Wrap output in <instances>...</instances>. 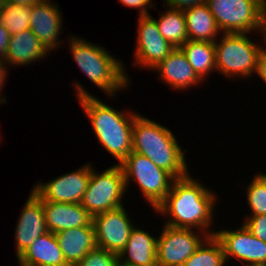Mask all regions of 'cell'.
Here are the masks:
<instances>
[{
    "instance_id": "1",
    "label": "cell",
    "mask_w": 266,
    "mask_h": 266,
    "mask_svg": "<svg viewBox=\"0 0 266 266\" xmlns=\"http://www.w3.org/2000/svg\"><path fill=\"white\" fill-rule=\"evenodd\" d=\"M217 202V193L189 173L173 180L170 192L154 212L167 217L164 222L168 226L196 229L212 236L216 231L211 228Z\"/></svg>"
},
{
    "instance_id": "2",
    "label": "cell",
    "mask_w": 266,
    "mask_h": 266,
    "mask_svg": "<svg viewBox=\"0 0 266 266\" xmlns=\"http://www.w3.org/2000/svg\"><path fill=\"white\" fill-rule=\"evenodd\" d=\"M73 85L76 100L87 115L98 142L118 160L116 164H120L132 152V128L138 113L113 108L88 92L77 80Z\"/></svg>"
},
{
    "instance_id": "3",
    "label": "cell",
    "mask_w": 266,
    "mask_h": 266,
    "mask_svg": "<svg viewBox=\"0 0 266 266\" xmlns=\"http://www.w3.org/2000/svg\"><path fill=\"white\" fill-rule=\"evenodd\" d=\"M176 138L168 127L142 114L134 119L132 151L146 156L174 178H182L189 174L185 159L187 150Z\"/></svg>"
},
{
    "instance_id": "4",
    "label": "cell",
    "mask_w": 266,
    "mask_h": 266,
    "mask_svg": "<svg viewBox=\"0 0 266 266\" xmlns=\"http://www.w3.org/2000/svg\"><path fill=\"white\" fill-rule=\"evenodd\" d=\"M67 40L69 52L78 68L95 87L107 95L105 97L114 98L118 91L128 90L131 80L124 61L117 59L102 45L88 42L87 39L71 34Z\"/></svg>"
},
{
    "instance_id": "5",
    "label": "cell",
    "mask_w": 266,
    "mask_h": 266,
    "mask_svg": "<svg viewBox=\"0 0 266 266\" xmlns=\"http://www.w3.org/2000/svg\"><path fill=\"white\" fill-rule=\"evenodd\" d=\"M253 33H222L215 44L216 72L235 80H249L254 76L257 58L263 49L259 41H252ZM219 40V41H218Z\"/></svg>"
},
{
    "instance_id": "6",
    "label": "cell",
    "mask_w": 266,
    "mask_h": 266,
    "mask_svg": "<svg viewBox=\"0 0 266 266\" xmlns=\"http://www.w3.org/2000/svg\"><path fill=\"white\" fill-rule=\"evenodd\" d=\"M119 165L123 170L126 190L134 181L153 210L166 198L175 179L149 158L133 151Z\"/></svg>"
},
{
    "instance_id": "7",
    "label": "cell",
    "mask_w": 266,
    "mask_h": 266,
    "mask_svg": "<svg viewBox=\"0 0 266 266\" xmlns=\"http://www.w3.org/2000/svg\"><path fill=\"white\" fill-rule=\"evenodd\" d=\"M127 192L123 170L119 164H114L101 173L91 165V176L81 205L94 217L123 207Z\"/></svg>"
},
{
    "instance_id": "8",
    "label": "cell",
    "mask_w": 266,
    "mask_h": 266,
    "mask_svg": "<svg viewBox=\"0 0 266 266\" xmlns=\"http://www.w3.org/2000/svg\"><path fill=\"white\" fill-rule=\"evenodd\" d=\"M265 0H206L221 33L261 31Z\"/></svg>"
},
{
    "instance_id": "9",
    "label": "cell",
    "mask_w": 266,
    "mask_h": 266,
    "mask_svg": "<svg viewBox=\"0 0 266 266\" xmlns=\"http://www.w3.org/2000/svg\"><path fill=\"white\" fill-rule=\"evenodd\" d=\"M163 227L157 238V266H183L208 237L196 229Z\"/></svg>"
},
{
    "instance_id": "10",
    "label": "cell",
    "mask_w": 266,
    "mask_h": 266,
    "mask_svg": "<svg viewBox=\"0 0 266 266\" xmlns=\"http://www.w3.org/2000/svg\"><path fill=\"white\" fill-rule=\"evenodd\" d=\"M153 15L139 16L137 19L136 46L133 53V67L152 71L161 61L166 59L175 49L160 34ZM150 69V70H149Z\"/></svg>"
},
{
    "instance_id": "11",
    "label": "cell",
    "mask_w": 266,
    "mask_h": 266,
    "mask_svg": "<svg viewBox=\"0 0 266 266\" xmlns=\"http://www.w3.org/2000/svg\"><path fill=\"white\" fill-rule=\"evenodd\" d=\"M214 235L223 247L226 263L234 258L244 266H266V243L252 235L244 224L238 229H217Z\"/></svg>"
},
{
    "instance_id": "12",
    "label": "cell",
    "mask_w": 266,
    "mask_h": 266,
    "mask_svg": "<svg viewBox=\"0 0 266 266\" xmlns=\"http://www.w3.org/2000/svg\"><path fill=\"white\" fill-rule=\"evenodd\" d=\"M90 176L91 164L88 162L78 169L60 174L48 182H37L31 189L42 201L81 203Z\"/></svg>"
},
{
    "instance_id": "13",
    "label": "cell",
    "mask_w": 266,
    "mask_h": 266,
    "mask_svg": "<svg viewBox=\"0 0 266 266\" xmlns=\"http://www.w3.org/2000/svg\"><path fill=\"white\" fill-rule=\"evenodd\" d=\"M130 218L125 206L92 217L97 246L119 254L135 226Z\"/></svg>"
},
{
    "instance_id": "14",
    "label": "cell",
    "mask_w": 266,
    "mask_h": 266,
    "mask_svg": "<svg viewBox=\"0 0 266 266\" xmlns=\"http://www.w3.org/2000/svg\"><path fill=\"white\" fill-rule=\"evenodd\" d=\"M59 7L54 1L52 3L51 0H42L32 6L30 15V30L50 53L65 44L59 39L64 22L63 12Z\"/></svg>"
},
{
    "instance_id": "15",
    "label": "cell",
    "mask_w": 266,
    "mask_h": 266,
    "mask_svg": "<svg viewBox=\"0 0 266 266\" xmlns=\"http://www.w3.org/2000/svg\"><path fill=\"white\" fill-rule=\"evenodd\" d=\"M23 205L15 228V249L18 258L34 241L47 233L43 201L31 190Z\"/></svg>"
},
{
    "instance_id": "16",
    "label": "cell",
    "mask_w": 266,
    "mask_h": 266,
    "mask_svg": "<svg viewBox=\"0 0 266 266\" xmlns=\"http://www.w3.org/2000/svg\"><path fill=\"white\" fill-rule=\"evenodd\" d=\"M152 70L158 72V77L164 84L177 91L185 92L204 82L196 74L180 48H175L166 59Z\"/></svg>"
},
{
    "instance_id": "17",
    "label": "cell",
    "mask_w": 266,
    "mask_h": 266,
    "mask_svg": "<svg viewBox=\"0 0 266 266\" xmlns=\"http://www.w3.org/2000/svg\"><path fill=\"white\" fill-rule=\"evenodd\" d=\"M47 231L58 233L63 230L88 226L92 216L81 203L43 201Z\"/></svg>"
},
{
    "instance_id": "18",
    "label": "cell",
    "mask_w": 266,
    "mask_h": 266,
    "mask_svg": "<svg viewBox=\"0 0 266 266\" xmlns=\"http://www.w3.org/2000/svg\"><path fill=\"white\" fill-rule=\"evenodd\" d=\"M134 226L126 246L118 254L119 263L134 266H157V236Z\"/></svg>"
},
{
    "instance_id": "19",
    "label": "cell",
    "mask_w": 266,
    "mask_h": 266,
    "mask_svg": "<svg viewBox=\"0 0 266 266\" xmlns=\"http://www.w3.org/2000/svg\"><path fill=\"white\" fill-rule=\"evenodd\" d=\"M51 54L29 29L23 32L11 35L9 39L5 62L8 68H19L43 60ZM11 65V67H9ZM14 65V66H13Z\"/></svg>"
},
{
    "instance_id": "20",
    "label": "cell",
    "mask_w": 266,
    "mask_h": 266,
    "mask_svg": "<svg viewBox=\"0 0 266 266\" xmlns=\"http://www.w3.org/2000/svg\"><path fill=\"white\" fill-rule=\"evenodd\" d=\"M59 247L69 266H76L89 251L97 248L93 223L55 233Z\"/></svg>"
},
{
    "instance_id": "21",
    "label": "cell",
    "mask_w": 266,
    "mask_h": 266,
    "mask_svg": "<svg viewBox=\"0 0 266 266\" xmlns=\"http://www.w3.org/2000/svg\"><path fill=\"white\" fill-rule=\"evenodd\" d=\"M17 259L27 266H69L55 234L49 231L37 237Z\"/></svg>"
},
{
    "instance_id": "22",
    "label": "cell",
    "mask_w": 266,
    "mask_h": 266,
    "mask_svg": "<svg viewBox=\"0 0 266 266\" xmlns=\"http://www.w3.org/2000/svg\"><path fill=\"white\" fill-rule=\"evenodd\" d=\"M189 40L215 42L221 32L206 3L184 10Z\"/></svg>"
},
{
    "instance_id": "23",
    "label": "cell",
    "mask_w": 266,
    "mask_h": 266,
    "mask_svg": "<svg viewBox=\"0 0 266 266\" xmlns=\"http://www.w3.org/2000/svg\"><path fill=\"white\" fill-rule=\"evenodd\" d=\"M180 49L196 74L205 82L211 73L216 72L214 42L187 40Z\"/></svg>"
},
{
    "instance_id": "24",
    "label": "cell",
    "mask_w": 266,
    "mask_h": 266,
    "mask_svg": "<svg viewBox=\"0 0 266 266\" xmlns=\"http://www.w3.org/2000/svg\"><path fill=\"white\" fill-rule=\"evenodd\" d=\"M158 13V19L152 18L156 21L160 34L175 48H180L189 40L184 11L166 7L164 12Z\"/></svg>"
},
{
    "instance_id": "25",
    "label": "cell",
    "mask_w": 266,
    "mask_h": 266,
    "mask_svg": "<svg viewBox=\"0 0 266 266\" xmlns=\"http://www.w3.org/2000/svg\"><path fill=\"white\" fill-rule=\"evenodd\" d=\"M226 260L221 243L215 235L208 236L183 266H225Z\"/></svg>"
},
{
    "instance_id": "26",
    "label": "cell",
    "mask_w": 266,
    "mask_h": 266,
    "mask_svg": "<svg viewBox=\"0 0 266 266\" xmlns=\"http://www.w3.org/2000/svg\"><path fill=\"white\" fill-rule=\"evenodd\" d=\"M246 202L250 213L247 216L266 214V173L259 172L246 187Z\"/></svg>"
},
{
    "instance_id": "27",
    "label": "cell",
    "mask_w": 266,
    "mask_h": 266,
    "mask_svg": "<svg viewBox=\"0 0 266 266\" xmlns=\"http://www.w3.org/2000/svg\"><path fill=\"white\" fill-rule=\"evenodd\" d=\"M32 6L7 4L3 8L2 24L10 35L30 29V15Z\"/></svg>"
},
{
    "instance_id": "28",
    "label": "cell",
    "mask_w": 266,
    "mask_h": 266,
    "mask_svg": "<svg viewBox=\"0 0 266 266\" xmlns=\"http://www.w3.org/2000/svg\"><path fill=\"white\" fill-rule=\"evenodd\" d=\"M76 266H119L118 254L102 248H95Z\"/></svg>"
},
{
    "instance_id": "29",
    "label": "cell",
    "mask_w": 266,
    "mask_h": 266,
    "mask_svg": "<svg viewBox=\"0 0 266 266\" xmlns=\"http://www.w3.org/2000/svg\"><path fill=\"white\" fill-rule=\"evenodd\" d=\"M245 218L243 224L250 233L266 243V214L246 216Z\"/></svg>"
},
{
    "instance_id": "30",
    "label": "cell",
    "mask_w": 266,
    "mask_h": 266,
    "mask_svg": "<svg viewBox=\"0 0 266 266\" xmlns=\"http://www.w3.org/2000/svg\"><path fill=\"white\" fill-rule=\"evenodd\" d=\"M120 3H122V6H126L128 8H135L138 9V15L139 16H147L150 15L149 8H153L154 5H152L148 0H119Z\"/></svg>"
},
{
    "instance_id": "31",
    "label": "cell",
    "mask_w": 266,
    "mask_h": 266,
    "mask_svg": "<svg viewBox=\"0 0 266 266\" xmlns=\"http://www.w3.org/2000/svg\"><path fill=\"white\" fill-rule=\"evenodd\" d=\"M164 5L169 8L186 10L195 5L204 4L206 0H162Z\"/></svg>"
},
{
    "instance_id": "32",
    "label": "cell",
    "mask_w": 266,
    "mask_h": 266,
    "mask_svg": "<svg viewBox=\"0 0 266 266\" xmlns=\"http://www.w3.org/2000/svg\"><path fill=\"white\" fill-rule=\"evenodd\" d=\"M255 74L266 84V49L263 48L257 58Z\"/></svg>"
},
{
    "instance_id": "33",
    "label": "cell",
    "mask_w": 266,
    "mask_h": 266,
    "mask_svg": "<svg viewBox=\"0 0 266 266\" xmlns=\"http://www.w3.org/2000/svg\"><path fill=\"white\" fill-rule=\"evenodd\" d=\"M7 63L5 62V60L3 58H0V104L1 103H6L7 104V101H6V96L4 97V94H3V87H5V83H6V80L8 78V70L9 68H7ZM8 69V70H7ZM1 91H2V94H1Z\"/></svg>"
},
{
    "instance_id": "34",
    "label": "cell",
    "mask_w": 266,
    "mask_h": 266,
    "mask_svg": "<svg viewBox=\"0 0 266 266\" xmlns=\"http://www.w3.org/2000/svg\"><path fill=\"white\" fill-rule=\"evenodd\" d=\"M10 36L11 35L9 31L4 27L3 24H0V58H5Z\"/></svg>"
},
{
    "instance_id": "35",
    "label": "cell",
    "mask_w": 266,
    "mask_h": 266,
    "mask_svg": "<svg viewBox=\"0 0 266 266\" xmlns=\"http://www.w3.org/2000/svg\"><path fill=\"white\" fill-rule=\"evenodd\" d=\"M260 36L258 35L262 39L261 43L263 44V48L266 49V0L263 6Z\"/></svg>"
},
{
    "instance_id": "36",
    "label": "cell",
    "mask_w": 266,
    "mask_h": 266,
    "mask_svg": "<svg viewBox=\"0 0 266 266\" xmlns=\"http://www.w3.org/2000/svg\"><path fill=\"white\" fill-rule=\"evenodd\" d=\"M42 0H6L7 4L22 5V6H34Z\"/></svg>"
},
{
    "instance_id": "37",
    "label": "cell",
    "mask_w": 266,
    "mask_h": 266,
    "mask_svg": "<svg viewBox=\"0 0 266 266\" xmlns=\"http://www.w3.org/2000/svg\"><path fill=\"white\" fill-rule=\"evenodd\" d=\"M6 5V0H0V9H3Z\"/></svg>"
},
{
    "instance_id": "38",
    "label": "cell",
    "mask_w": 266,
    "mask_h": 266,
    "mask_svg": "<svg viewBox=\"0 0 266 266\" xmlns=\"http://www.w3.org/2000/svg\"><path fill=\"white\" fill-rule=\"evenodd\" d=\"M3 21V9H0V24H2Z\"/></svg>"
},
{
    "instance_id": "39",
    "label": "cell",
    "mask_w": 266,
    "mask_h": 266,
    "mask_svg": "<svg viewBox=\"0 0 266 266\" xmlns=\"http://www.w3.org/2000/svg\"><path fill=\"white\" fill-rule=\"evenodd\" d=\"M17 261L19 266H27L25 263L21 262L20 260L17 259Z\"/></svg>"
},
{
    "instance_id": "40",
    "label": "cell",
    "mask_w": 266,
    "mask_h": 266,
    "mask_svg": "<svg viewBox=\"0 0 266 266\" xmlns=\"http://www.w3.org/2000/svg\"><path fill=\"white\" fill-rule=\"evenodd\" d=\"M152 5H154V8H155V10L157 9V7L155 6V3H154V1L153 0H148ZM154 3V4H153Z\"/></svg>"
},
{
    "instance_id": "41",
    "label": "cell",
    "mask_w": 266,
    "mask_h": 266,
    "mask_svg": "<svg viewBox=\"0 0 266 266\" xmlns=\"http://www.w3.org/2000/svg\"><path fill=\"white\" fill-rule=\"evenodd\" d=\"M119 266H134V265H126V264L119 263Z\"/></svg>"
}]
</instances>
